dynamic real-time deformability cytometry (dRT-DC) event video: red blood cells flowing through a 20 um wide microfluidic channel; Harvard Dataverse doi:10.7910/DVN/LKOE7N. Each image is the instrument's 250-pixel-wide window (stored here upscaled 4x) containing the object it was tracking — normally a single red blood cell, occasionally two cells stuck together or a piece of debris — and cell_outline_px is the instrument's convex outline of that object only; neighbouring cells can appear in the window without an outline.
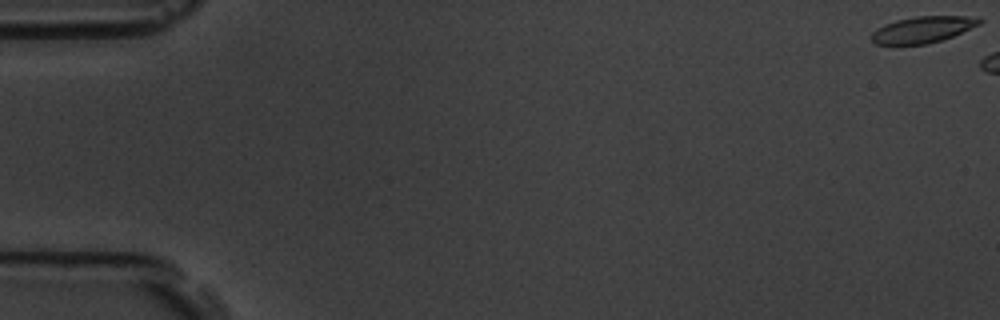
{"species": "common noctule bat (a hibernating species)", "species_latin": "Nyctalus noctula", "temperature_condition": "room temperature", "stored_images_in_passage": 7, "camera_frame_rate_fps": 3000, "um_per_image_px": 0.085, "animal": {"sex": "male", "body_mass_g": 19.5, "forearm_length_mm": 54.6}, "frame": {"image": 1, "passage_image": 1, "time_ms": 0.0, "image_size_px": [1000, 320], "cell_outline_px": [[984, 20], [980, 24], [952, 36], [928, 44], [876, 44], [868, 36], [876, 28], [884, 24], [896, 20], [916, 16], [980, 16]], "centroid_in_image_um": [78.43, 2.5], "position_along_channel_um": 6.6, "area_um2": 16.7}}
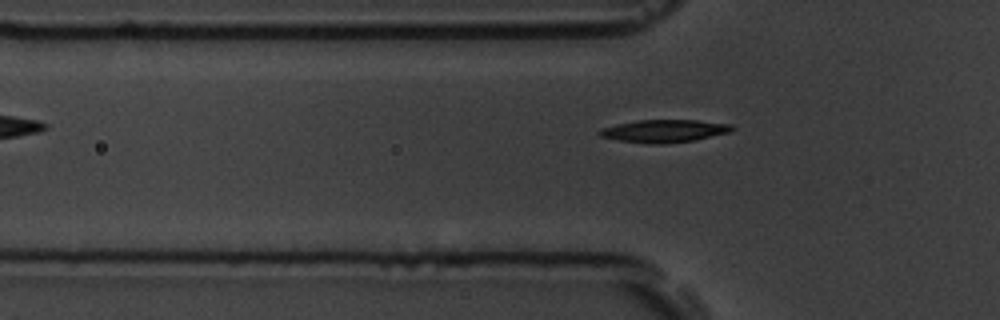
{"frame": {"image": 2, "passage_image": 7, "time_ms": 2.0, "image_size_px": [1000, 320], "cell_outline_px": [[736, 128], [732, 132], [696, 140], [664, 144], [648, 144], [620, 140], [600, 136], [596, 132], [604, 128], [616, 124], [636, 120], [696, 120], [732, 124]], "centroid_in_image_um": [56.52, 11.13], "position_along_channel_um": 69.3, "area_um2": 17.69}}